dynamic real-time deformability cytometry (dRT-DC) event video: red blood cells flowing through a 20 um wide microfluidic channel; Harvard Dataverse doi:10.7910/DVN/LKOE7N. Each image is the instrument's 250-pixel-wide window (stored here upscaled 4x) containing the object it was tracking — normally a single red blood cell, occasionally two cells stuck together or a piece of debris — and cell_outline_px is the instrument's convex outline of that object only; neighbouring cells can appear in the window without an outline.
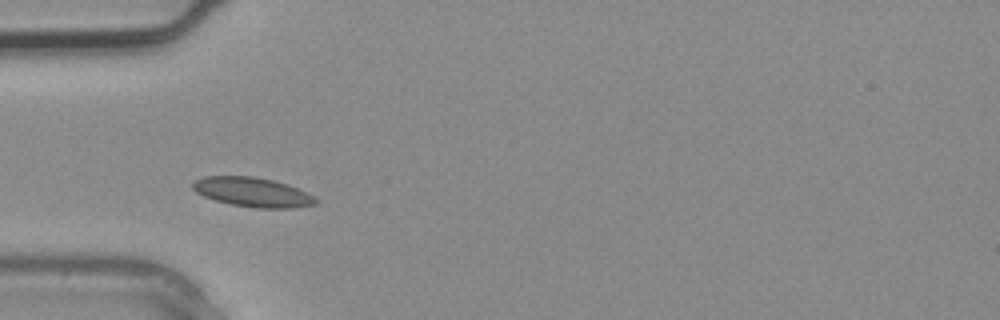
{"species": "common noctule bat (a hibernating species)", "species_latin": "Nyctalus noctula", "temperature_condition": "warm", "stored_images_in_passage": 2, "camera_frame_rate_fps": 3000, "um_per_image_px": 0.085, "animal": {"sex": "male", "body_mass_g": 20.4}, "frame": {"image": 1, "passage_image": 2, "time_ms": 0.333, "image_size_px": [1000, 320], "cell_outline_px": [[320, 200], [316, 204], [292, 208], [256, 208], [232, 204], [216, 200], [204, 196], [196, 192], [192, 188], [192, 180], [204, 176], [252, 176], [272, 180], [288, 184]], "centroid_in_image_um": [21.44, 16.32], "position_along_channel_um": 63.6, "area_um2": 20.98}}